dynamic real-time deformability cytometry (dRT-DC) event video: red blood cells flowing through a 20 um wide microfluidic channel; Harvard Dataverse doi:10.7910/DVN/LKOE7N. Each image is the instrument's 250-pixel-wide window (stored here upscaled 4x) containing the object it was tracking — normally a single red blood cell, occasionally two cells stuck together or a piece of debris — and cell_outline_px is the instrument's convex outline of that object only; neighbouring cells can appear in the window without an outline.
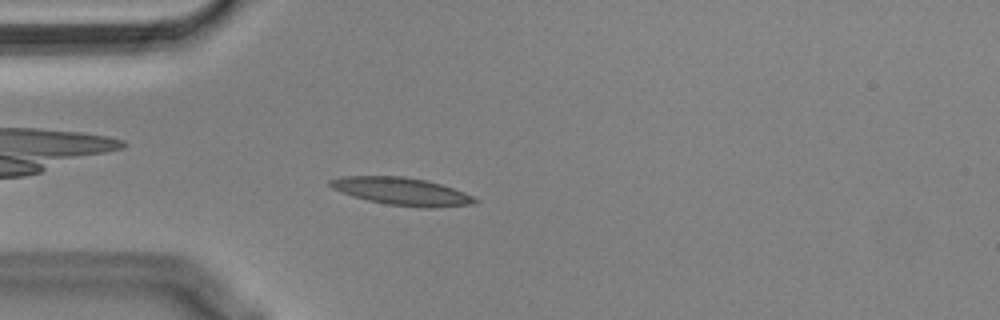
{"species": "Egyptian fruit bat (a non-hibernating species)", "species_latin": "Rousettus aegyptiacus", "temperature_condition": "cold", "stored_images_in_passage": 50, "camera_frame_rate_fps": 3000, "um_per_image_px": 0.085, "animal": {"sex": "male"}, "frame": {"image": 1, "passage_image": 9, "time_ms": 2.667, "image_size_px": [1000, 320], "cell_outline_px": [[480, 200], [476, 204], [432, 208], [420, 208], [388, 204], [368, 200], [352, 196], [332, 188], [328, 184], [328, 180], [344, 176], [404, 176], [428, 180], [464, 192]], "centroid_in_image_um": [34.17, 16.27], "position_along_channel_um": 50.8, "area_um2": 23.41}}
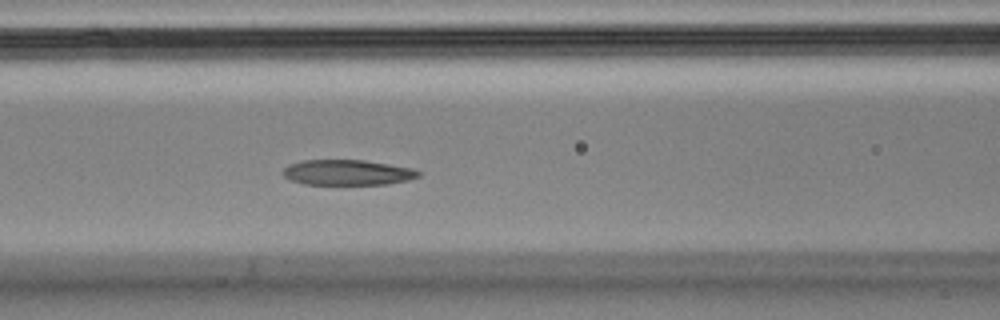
{"frame": {"image": 2, "passage_image": 17, "time_ms": 5.333, "image_size_px": [1000, 320], "cell_outline_px": [[420, 176], [408, 180], [388, 184], [304, 184], [292, 180], [284, 176], [284, 168], [288, 164], [300, 160], [364, 160], [412, 168], [420, 172]], "centroid_in_image_um": [29.53, 14.65], "position_along_channel_um": 137.1, "area_um2": 19.94}}
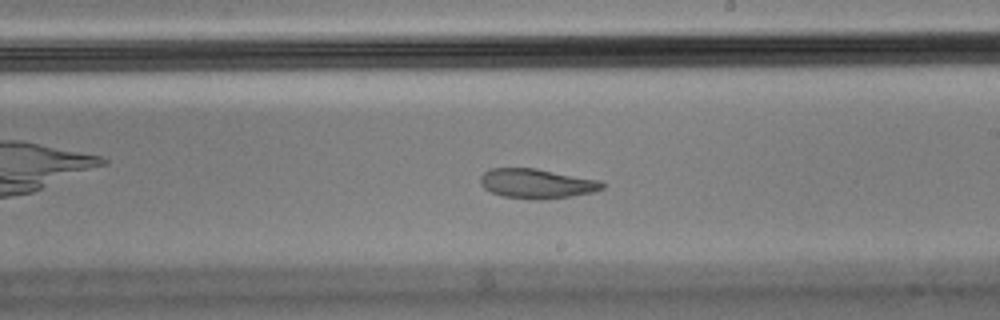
{"frame": {"image": 3, "passage_image": 26, "time_ms": 8.333, "image_size_px": [1000, 320], "cell_outline_px": [[604, 188], [592, 192], [572, 196], [544, 200], [532, 200], [500, 196], [484, 188], [480, 184], [480, 176], [488, 168], [536, 168], [600, 180], [604, 184]], "centroid_in_image_um": [45.6, 15.61], "position_along_channel_um": 243.4, "area_um2": 21.33}, "authors_computed_cell_mechanics": {"area_um2": 22.3108, "velocity_mm_per_s": 3.5521, "shape_relaxation_time_tau1_ms": null, "shape_relaxation_time_tau2_ms": 1.3454, "deformation_change_tau1": null, "deformation_change_tau2": 0.0647}}